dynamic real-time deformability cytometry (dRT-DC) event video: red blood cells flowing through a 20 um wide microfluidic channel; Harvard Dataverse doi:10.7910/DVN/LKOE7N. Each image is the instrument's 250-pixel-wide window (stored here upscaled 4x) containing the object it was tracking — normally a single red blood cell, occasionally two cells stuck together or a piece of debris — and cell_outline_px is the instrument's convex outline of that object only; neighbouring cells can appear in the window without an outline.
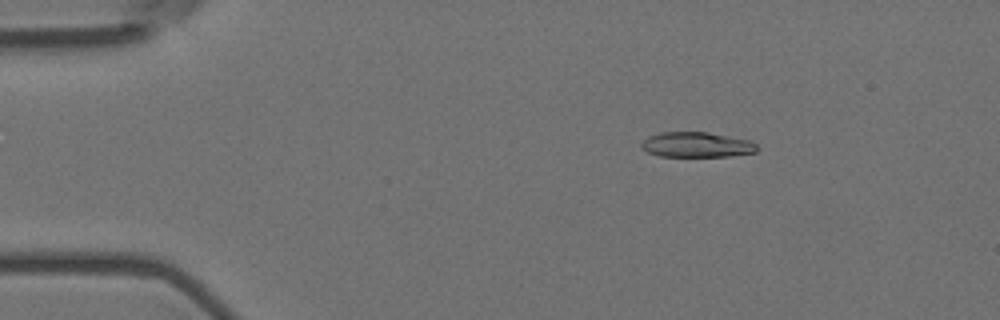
{"species": "Egyptian fruit bat (a non-hibernating species)", "species_latin": "Rousettus aegyptiacus", "temperature_condition": "room temperature", "stored_images_in_passage": 4, "camera_frame_rate_fps": 3000, "um_per_image_px": 0.085, "animal": {"sex": "female"}, "frame": {"image": 1, "passage_image": 2, "time_ms": 0.333, "image_size_px": [1000, 320], "cell_outline_px": [[756, 152], [728, 156], [660, 156], [648, 152], [640, 148], [640, 144], [648, 136], [664, 132], [708, 132], [752, 140], [756, 144]], "centroid_in_image_um": [59.21, 12.29], "position_along_channel_um": 25.8, "area_um2": 16.94}}